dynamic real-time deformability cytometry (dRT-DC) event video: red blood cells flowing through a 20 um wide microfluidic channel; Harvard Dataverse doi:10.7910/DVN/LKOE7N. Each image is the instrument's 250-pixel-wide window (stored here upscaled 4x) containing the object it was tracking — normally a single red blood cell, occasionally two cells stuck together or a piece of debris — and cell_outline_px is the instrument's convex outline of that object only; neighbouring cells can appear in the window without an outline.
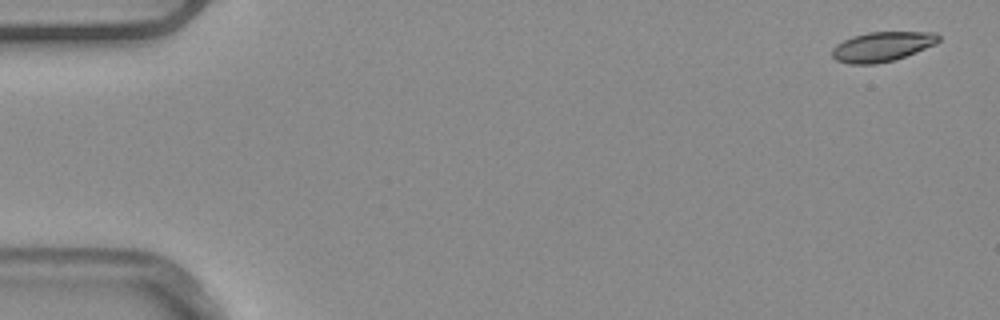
{"species": "common noctule bat (a hibernating species)", "species_latin": "Nyctalus noctula", "temperature_condition": "warm", "stored_images_in_passage": 5, "camera_frame_rate_fps": 3000, "um_per_image_px": 0.085, "animal": {"sex": "male", "body_mass_g": 20.4}, "frame": {"image": 1, "passage_image": 1, "time_ms": 0.0, "image_size_px": [1000, 320], "cell_outline_px": [[940, 40], [936, 44], [916, 52], [892, 60], [876, 64], [848, 64], [836, 60], [832, 56], [832, 48], [836, 44], [852, 36], [868, 32], [936, 32], [940, 36]], "centroid_in_image_um": [74.97, 3.96], "position_along_channel_um": 10.0, "area_um2": 18.44}}
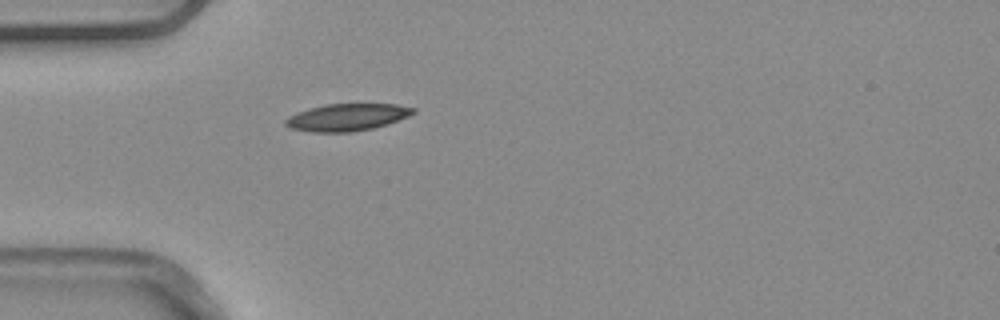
{"frame": {"image": 2, "passage_image": 5, "time_ms": 1.333, "image_size_px": [1000, 320], "cell_outline_px": [[416, 112], [408, 116], [372, 128], [352, 132], [312, 132], [292, 128], [284, 124], [284, 120], [288, 116], [296, 112], [308, 108], [324, 104], [396, 104], [416, 108]], "centroid_in_image_um": [29.46, 9.95], "position_along_channel_um": 55.5, "area_um2": 20.11}}